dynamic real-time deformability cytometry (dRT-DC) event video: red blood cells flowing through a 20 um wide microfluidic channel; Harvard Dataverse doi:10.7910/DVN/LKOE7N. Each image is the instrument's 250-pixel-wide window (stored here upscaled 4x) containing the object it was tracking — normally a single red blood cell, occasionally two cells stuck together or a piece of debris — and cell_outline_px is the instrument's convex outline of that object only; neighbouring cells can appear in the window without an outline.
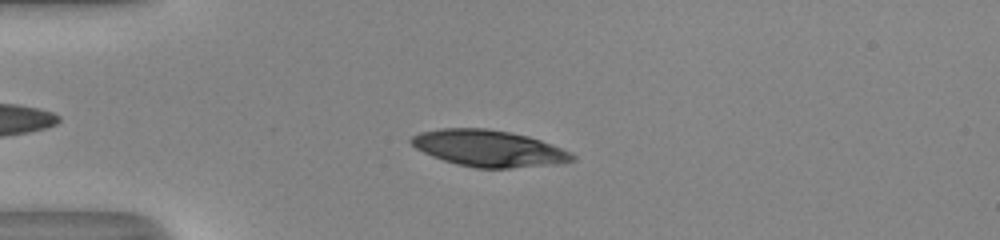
{"species": "human", "species_latin": "Homo sapiens", "temperature_condition": "room temperature", "stored_images_in_passage": 45, "camera_frame_rate_fps": 3000, "um_per_image_px": 0.085, "donor": {"sex": "male"}, "frame": {"image": 1, "passage_image": 7, "time_ms": 2.0, "image_size_px": [1000, 240], "cell_outline_px": [[576, 160], [556, 164], [508, 168], [476, 168], [456, 164], [432, 156], [416, 148], [408, 140], [412, 136], [420, 132], [440, 128], [488, 128], [528, 136], [552, 144], [572, 152], [576, 156]], "centroid_in_image_um": [41.55, 12.61], "position_along_channel_um": 43.4, "area_um2": 34.28}}
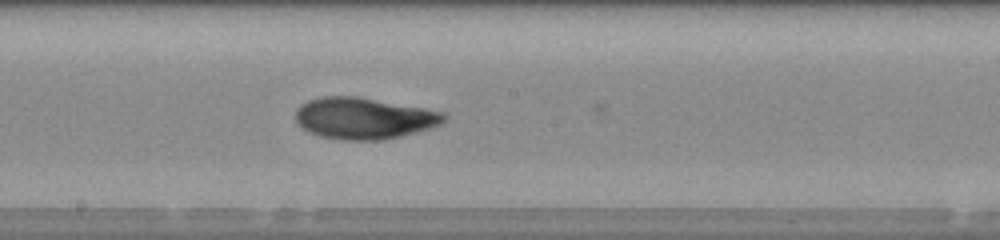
{"frame": {"image": 2, "passage_image": 22, "time_ms": 7.0, "image_size_px": [1000, 240], "cell_outline_px": [[448, 120], [432, 128], [384, 140], [344, 140], [320, 136], [308, 132], [296, 120], [296, 108], [300, 104], [308, 100], [320, 96], [356, 96], [424, 108], [444, 112], [448, 116]], "centroid_in_image_um": [30.95, 10.05], "position_along_channel_um": 217.2, "area_um2": 36.01}}
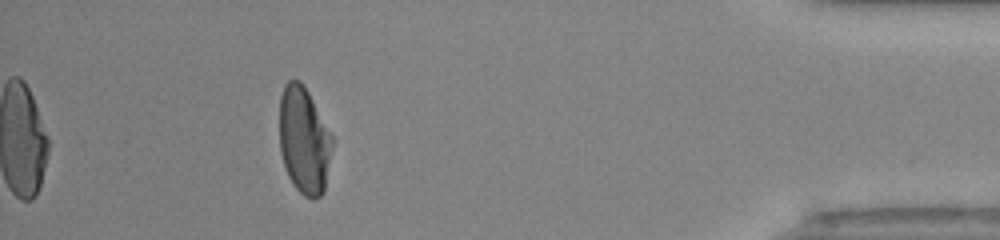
{"frame": {"image": 3, "passage_image": 40, "time_ms": 13.0, "image_size_px": [1000, 240], "cell_outline_px": [[332, 148], [324, 192], [320, 196], [312, 200], [304, 196], [292, 184], [288, 176], [280, 152], [280, 96], [284, 84], [288, 80], [300, 80], [308, 92], [332, 136]], "centroid_in_image_um": [25.83, 11.95], "position_along_channel_um": 409.4, "area_um2": 32.83}, "authors_computed_cell_mechanics": {"area_um2": 34.391, "velocity_mm_per_s": 4.0628, "shape_relaxation_time_tau1_ms": 7.5052, "shape_relaxation_time_tau2_ms": 1.0833, "deformation_change_tau1": 0.2568, "deformation_change_tau2": 0.0554}}